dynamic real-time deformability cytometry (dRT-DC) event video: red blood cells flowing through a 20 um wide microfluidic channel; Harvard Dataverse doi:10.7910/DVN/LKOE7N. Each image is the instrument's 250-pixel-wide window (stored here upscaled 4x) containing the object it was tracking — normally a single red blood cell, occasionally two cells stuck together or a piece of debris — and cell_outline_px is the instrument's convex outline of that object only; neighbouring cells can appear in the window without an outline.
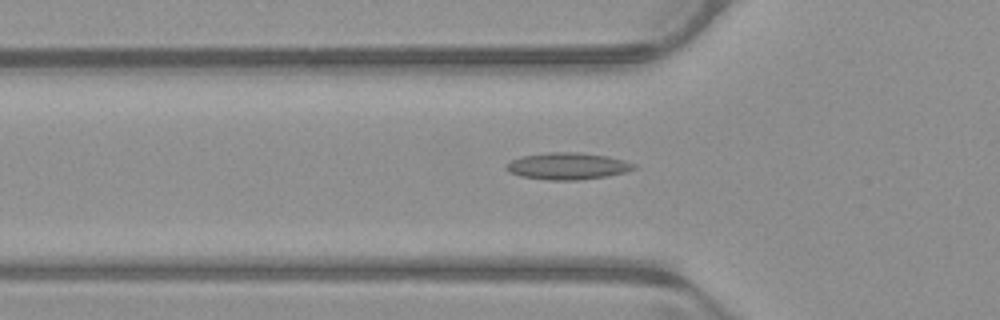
{"species": "common noctule bat (a hibernating species)", "species_latin": "Nyctalus noctula", "temperature_condition": "warm", "stored_images_in_passage": 52, "camera_frame_rate_fps": 3000, "um_per_image_px": 0.085, "animal": {"sex": "male", "body_mass_g": 23.1, "forearm_length_mm": 52.7}, "frame": {"image": 1, "passage_image": 17, "time_ms": 5.333, "image_size_px": [1000, 320], "cell_outline_px": [[636, 168], [624, 172], [608, 176], [580, 180], [548, 180], [520, 176], [508, 172], [504, 168], [504, 164], [520, 156], [548, 152], [580, 152], [608, 156], [624, 160], [636, 164]], "centroid_in_image_um": [48.21, 14.11], "position_along_channel_um": 77.6, "area_um2": 20.23}}
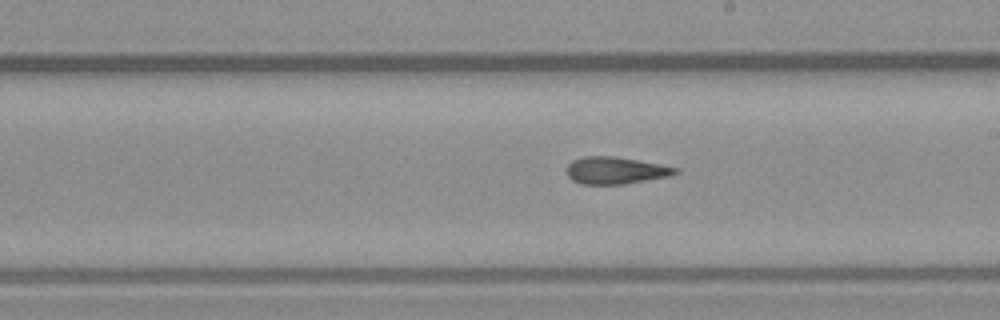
{"frame": {"image": 2, "passage_image": 29, "time_ms": 9.333, "image_size_px": [1000, 320], "cell_outline_px": [[680, 172], [668, 176], [624, 184], [580, 184], [572, 180], [568, 176], [564, 168], [572, 160], [584, 156], [616, 156], [660, 164], [680, 168]], "centroid_in_image_um": [52.29, 14.48], "position_along_channel_um": 236.7, "area_um2": 17.34}}
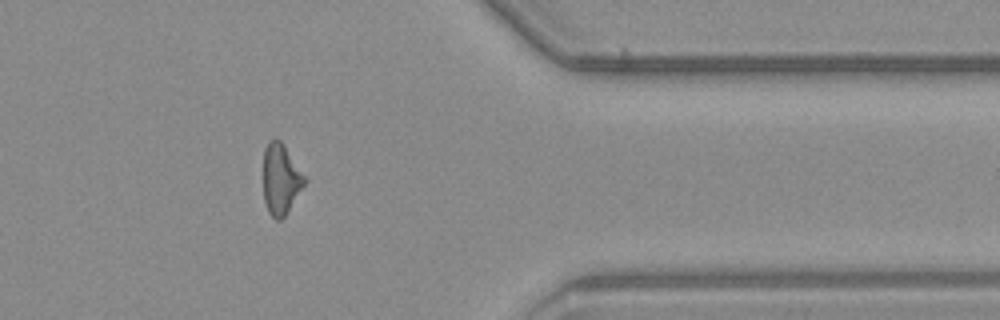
{"frame": {"image": 3, "passage_image": 42, "time_ms": 13.667, "image_size_px": [1000, 320], "cell_outline_px": [[308, 180], [284, 216], [280, 220], [276, 220], [268, 212], [264, 200], [264, 148], [268, 140], [276, 136], [284, 144]], "centroid_in_image_um": [23.87, 15.18], "position_along_channel_um": 387.5, "area_um2": 17.11}, "authors_computed_cell_mechanics": {"area_um2": 17.9469, "velocity_mm_per_s": 3.9423, "shape_relaxation_time_tau1_ms": null, "shape_relaxation_time_tau2_ms": 4.2047, "deformation_change_tau1": null, "deformation_change_tau2": 0.1571}}